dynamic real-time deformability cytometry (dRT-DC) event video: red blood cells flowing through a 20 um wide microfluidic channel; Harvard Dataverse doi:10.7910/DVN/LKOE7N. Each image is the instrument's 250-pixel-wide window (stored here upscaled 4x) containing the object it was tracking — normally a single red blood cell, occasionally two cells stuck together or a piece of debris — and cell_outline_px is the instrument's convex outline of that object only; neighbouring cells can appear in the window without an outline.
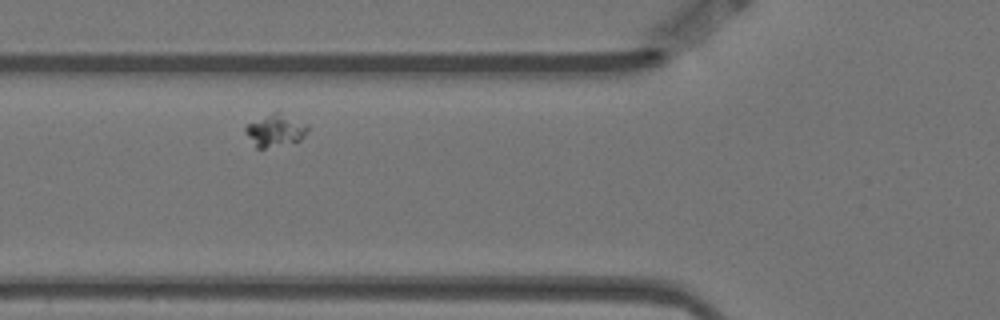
{"species": "Egyptian fruit bat (a non-hibernating species)", "species_latin": "Rousettus aegyptiacus", "temperature_condition": "warm", "stored_images_in_passage": 4, "camera_frame_rate_fps": 3000, "um_per_image_px": 0.085, "animal": {"sex": "female"}, "frame": {"image": 1, "passage_image": 2, "time_ms": 0.333, "image_size_px": [1000, 320], "cell_outline_px": [[308, 132], [300, 140], [264, 148], [256, 148], [244, 132], [244, 124], [276, 108], [308, 124]], "centroid_in_image_um": [23.37, 10.99], "position_along_channel_um": 102.4, "area_um2": 12.37}}
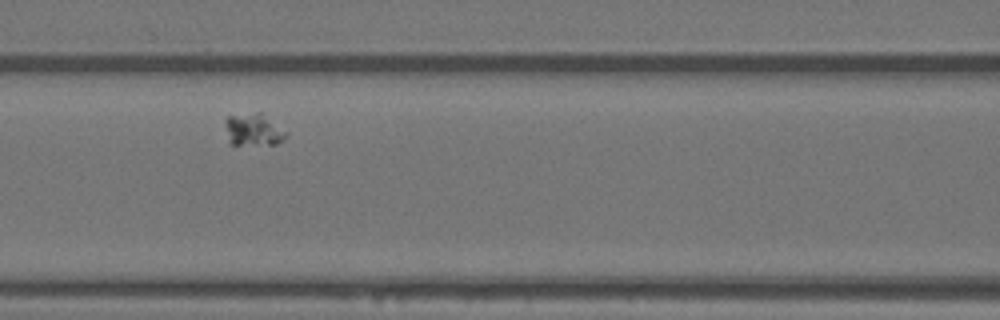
{"frame": {"image": 2, "passage_image": 3, "time_ms": 0.667, "image_size_px": [1000, 320], "cell_outline_px": [[288, 136], [284, 140], [276, 144], [228, 144], [224, 120], [228, 116], [256, 112], [260, 112], [288, 132]], "centroid_in_image_um": [21.54, 11.03], "position_along_channel_um": 145.1, "area_um2": 11.56}}
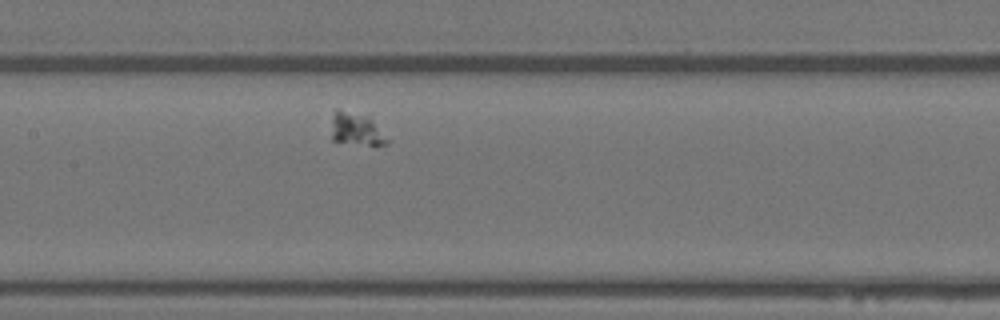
{"frame": {"image": 3, "passage_image": 4, "time_ms": 1.0, "image_size_px": [1000, 320], "cell_outline_px": [[392, 140], [388, 144], [368, 144], [332, 140], [332, 116], [336, 108], [368, 116]], "centroid_in_image_um": [30.32, 10.95], "position_along_channel_um": 177.1, "area_um2": 10.52}}